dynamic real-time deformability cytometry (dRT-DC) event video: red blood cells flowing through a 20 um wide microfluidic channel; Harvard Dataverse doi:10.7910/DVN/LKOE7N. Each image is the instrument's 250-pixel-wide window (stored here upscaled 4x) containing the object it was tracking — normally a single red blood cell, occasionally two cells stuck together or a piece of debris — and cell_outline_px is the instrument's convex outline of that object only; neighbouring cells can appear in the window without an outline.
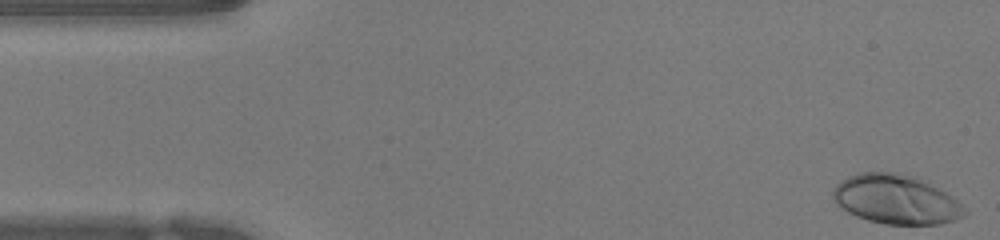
{"species": "human", "species_latin": "Homo sapiens", "temperature_condition": "warm", "stored_images_in_passage": 50, "camera_frame_rate_fps": 3000, "um_per_image_px": 0.085, "donor": {"sex": "female"}, "frame": {"image": 1, "passage_image": 1, "time_ms": 0.0, "image_size_px": [1000, 240], "cell_outline_px": [[968, 212], [964, 216], [940, 224], [888, 224], [868, 220], [856, 216], [840, 208], [836, 204], [832, 196], [832, 192], [836, 184], [840, 180], [848, 176], [860, 172], [896, 172], [916, 176], [952, 196]], "centroid_in_image_um": [76.12, 16.94], "position_along_channel_um": 8.9, "area_um2": 37.8}}
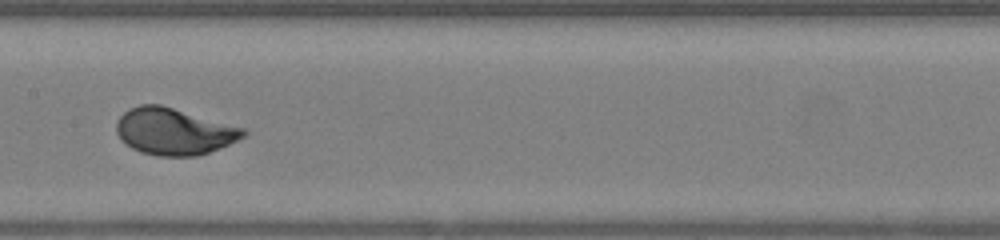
{"frame": {"image": 2, "passage_image": 24, "time_ms": 7.667, "image_size_px": [1000, 240], "cell_outline_px": [[248, 132], [244, 136], [220, 148], [196, 156], [156, 156], [140, 152], [132, 148], [120, 140], [116, 132], [116, 124], [120, 116], [128, 108], [140, 104], [160, 104], [244, 128]], "centroid_in_image_um": [14.74, 11.17], "position_along_channel_um": 192.7, "area_um2": 34.51}}
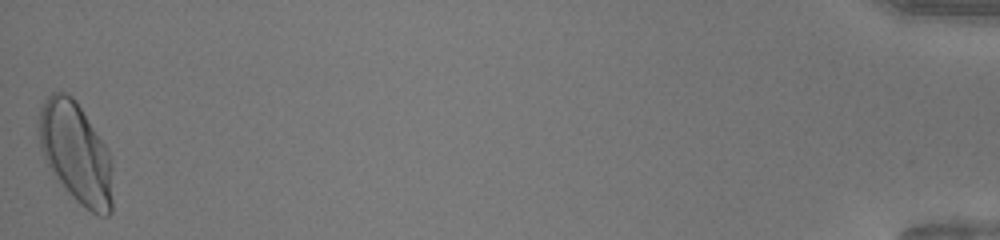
{"frame": {"image": 3, "passage_image": 50, "time_ms": 16.333, "image_size_px": [1000, 240], "cell_outline_px": [[112, 212], [108, 216], [100, 216], [92, 212], [80, 204], [64, 188], [44, 160], [40, 148], [36, 124], [36, 116], [44, 100], [52, 92], [68, 92], [76, 100], [108, 148], [112, 160]], "centroid_in_image_um": [6.43, 12.96], "position_along_channel_um": 428.8, "area_um2": 44.16}, "authors_computed_cell_mechanics": {"area_um2": 34.0442, "velocity_mm_per_s": 3.96, "shape_relaxation_time_tau1_ms": 2.7291, "shape_relaxation_time_tau2_ms": null, "deformation_change_tau1": 0.1778, "deformation_change_tau2": null}}